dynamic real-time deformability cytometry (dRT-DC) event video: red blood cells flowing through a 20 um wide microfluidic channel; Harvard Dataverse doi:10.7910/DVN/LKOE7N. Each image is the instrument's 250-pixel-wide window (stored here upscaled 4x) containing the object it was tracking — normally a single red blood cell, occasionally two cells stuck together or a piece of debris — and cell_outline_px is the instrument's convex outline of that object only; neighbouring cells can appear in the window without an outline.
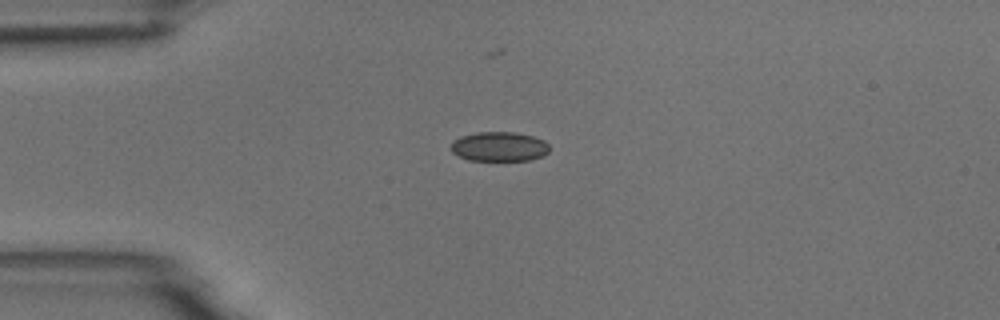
{"species": "common noctule bat (a hibernating species)", "species_latin": "Nyctalus noctula", "temperature_condition": "room temperature", "stored_images_in_passage": 5, "camera_frame_rate_fps": 3000, "um_per_image_px": 0.085, "animal": {"sex": "male", "body_mass_g": 18.8}, "frame": {"image": 1, "passage_image": 3, "time_ms": 2.333, "image_size_px": [1000, 320], "cell_outline_px": [[548, 152], [544, 156], [528, 160], [468, 160], [452, 152], [452, 140], [460, 136], [476, 132], [512, 132], [532, 136], [544, 140], [548, 144]], "centroid_in_image_um": [42.43, 12.45], "position_along_channel_um": 42.6, "area_um2": 16.88}}